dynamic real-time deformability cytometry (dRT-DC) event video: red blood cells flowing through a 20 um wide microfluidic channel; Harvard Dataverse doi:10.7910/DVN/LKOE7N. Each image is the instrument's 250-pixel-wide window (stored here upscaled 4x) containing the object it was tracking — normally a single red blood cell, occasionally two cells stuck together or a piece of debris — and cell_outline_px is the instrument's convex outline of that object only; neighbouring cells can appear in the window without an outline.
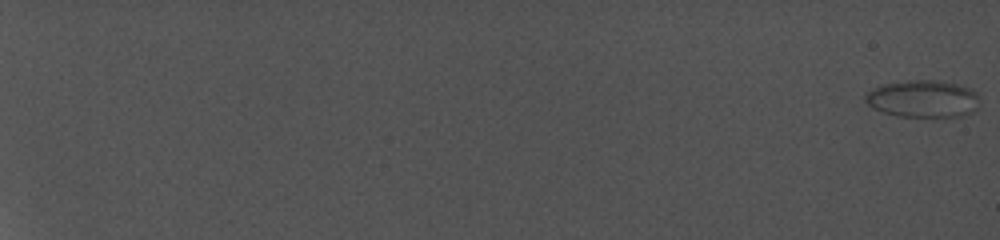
{"species": "common noctule bat (a hibernating species)", "species_latin": "Nyctalus noctula", "temperature_condition": "cold", "stored_images_in_passage": 42, "camera_frame_rate_fps": 5000, "um_per_image_px": 0.085, "animal": {"sex": "female", "body_mass_g": 19.0, "forearm_length_mm": 56.7}, "frame": {"image": 1, "passage_image": 1, "time_ms": 0.0, "image_size_px": [1000, 240], "cell_outline_px": [[976, 108], [972, 112], [964, 116], [900, 116], [884, 112], [872, 108], [864, 100], [864, 92], [880, 84], [908, 80], [936, 80], [956, 84], [972, 88], [976, 92]], "centroid_in_image_um": [78.38, 8.38], "position_along_channel_um": 6.6, "area_um2": 24.8}}
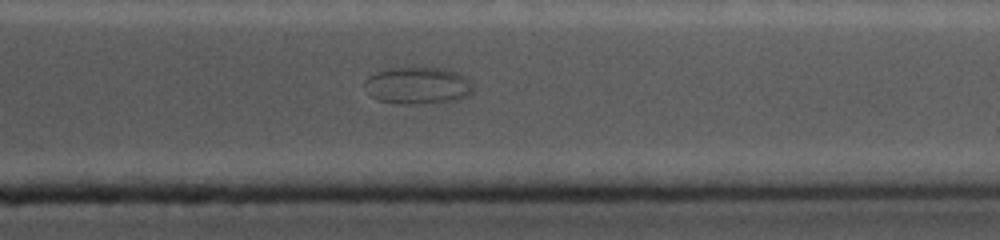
{"frame": {"image": 2, "passage_image": 39, "time_ms": 19.4, "image_size_px": [1000, 240], "cell_outline_px": [[472, 92], [468, 96], [460, 100], [404, 104], [380, 100], [372, 96], [364, 84], [364, 80], [368, 76], [376, 72], [392, 68], [444, 68], [456, 72], [464, 76], [472, 84]], "centroid_in_image_um": [35.53, 7.26], "position_along_channel_um": 375.9, "area_um2": 23.06}}
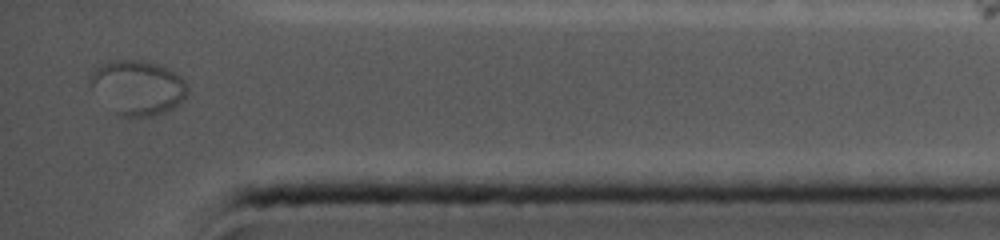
{"frame": {"image": 3, "passage_image": 42, "time_ms": 20.8, "image_size_px": [1000, 240], "cell_outline_px": [[188, 92], [172, 108], [164, 112], [152, 116], [128, 120], [120, 116], [92, 88], [88, 80], [92, 72], [96, 68], [108, 60], [144, 60], [160, 64], [168, 68], [180, 76], [184, 80], [188, 88]], "centroid_in_image_um": [11.71, 7.43], "position_along_channel_um": 423.5, "area_um2": 30.87}}